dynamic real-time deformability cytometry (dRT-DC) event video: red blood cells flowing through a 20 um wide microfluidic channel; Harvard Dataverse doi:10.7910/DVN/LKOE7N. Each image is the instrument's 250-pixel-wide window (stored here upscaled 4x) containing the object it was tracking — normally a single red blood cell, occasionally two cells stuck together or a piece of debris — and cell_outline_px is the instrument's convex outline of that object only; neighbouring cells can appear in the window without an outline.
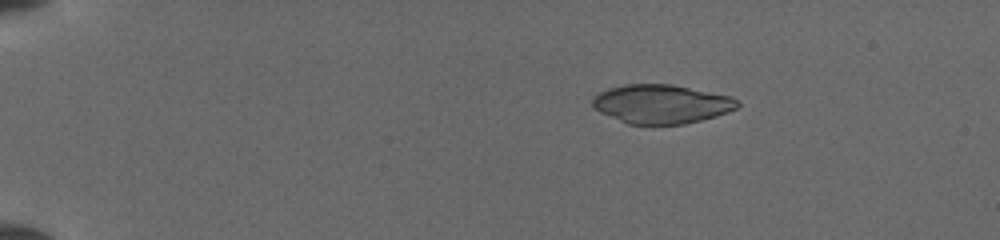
{"species": "common noctule bat (a hibernating species)", "species_latin": "Nyctalus noctula", "temperature_condition": "cold", "stored_images_in_passage": 50, "camera_frame_rate_fps": 3000, "um_per_image_px": 0.085, "animal": {"sex": "female", "body_mass_g": 19.5, "forearm_length_mm": 54.1}, "frame": {"image": 1, "passage_image": 9, "time_ms": 2.667, "image_size_px": [1000, 240], "cell_outline_px": [[740, 104], [736, 108], [728, 112], [716, 116], [684, 124], [628, 124], [600, 112], [592, 104], [592, 96], [608, 88], [624, 84], [672, 84], [732, 96]], "centroid_in_image_um": [56.21, 8.83], "position_along_channel_um": 28.8, "area_um2": 32.83}}